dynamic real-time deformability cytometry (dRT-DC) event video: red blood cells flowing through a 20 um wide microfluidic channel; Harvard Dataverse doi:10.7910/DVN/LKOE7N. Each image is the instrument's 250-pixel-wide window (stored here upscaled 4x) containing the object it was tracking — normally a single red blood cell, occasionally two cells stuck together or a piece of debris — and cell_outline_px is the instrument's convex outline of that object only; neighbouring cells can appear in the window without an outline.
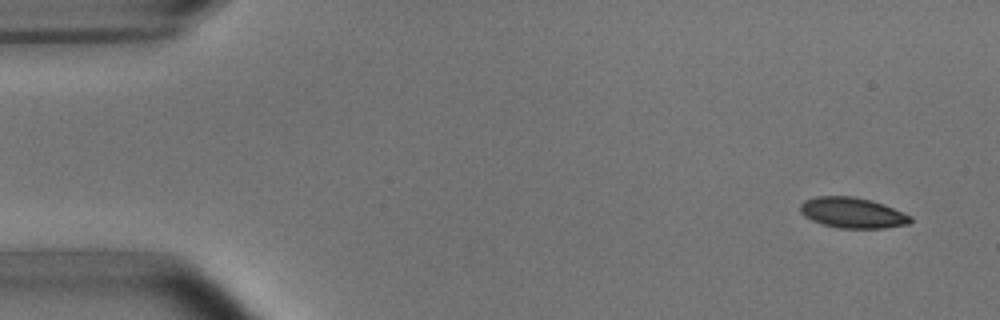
{"species": "common noctule bat (a hibernating species)", "species_latin": "Nyctalus noctula", "temperature_condition": "room temperature", "stored_images_in_passage": 4, "camera_frame_rate_fps": 3000, "um_per_image_px": 0.085, "animal": {"sex": "male", "body_mass_g": 15.6}, "frame": {"image": 1, "passage_image": 1, "time_ms": 0.0, "image_size_px": [1000, 320], "cell_outline_px": [[912, 220], [908, 224], [884, 228], [840, 228], [824, 224], [812, 220], [804, 216], [800, 212], [800, 204], [804, 200], [816, 196], [852, 196], [872, 200], [884, 204], [912, 216]], "centroid_in_image_um": [72.46, 18.07], "position_along_channel_um": 12.5, "area_um2": 19.65}}